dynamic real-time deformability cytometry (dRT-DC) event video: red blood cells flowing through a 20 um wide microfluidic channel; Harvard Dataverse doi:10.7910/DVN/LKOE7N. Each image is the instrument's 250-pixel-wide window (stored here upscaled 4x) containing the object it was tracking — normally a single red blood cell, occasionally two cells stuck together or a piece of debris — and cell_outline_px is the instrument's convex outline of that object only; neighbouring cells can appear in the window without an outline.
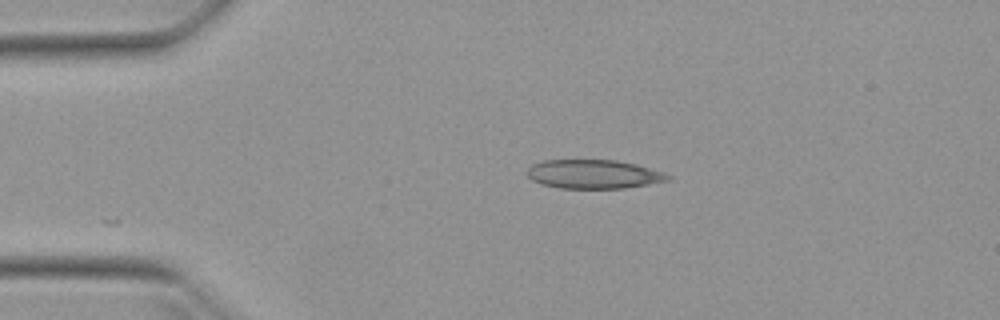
{"species": "Egyptian fruit bat (a non-hibernating species)", "species_latin": "Rousettus aegyptiacus", "temperature_condition": "warm", "stored_images_in_passage": 21, "camera_frame_rate_fps": 3000, "um_per_image_px": 0.085, "animal": {"sex": "female"}, "frame": {"image": 1, "passage_image": 1, "time_ms": 0.0, "image_size_px": [1000, 320], "cell_outline_px": [[672, 180], [624, 188], [560, 188], [544, 184], [532, 180], [524, 172], [532, 164], [544, 160], [616, 160], [636, 164], [664, 172], [672, 176]], "centroid_in_image_um": [50.48, 14.8], "position_along_channel_um": 34.5, "area_um2": 23.76}}
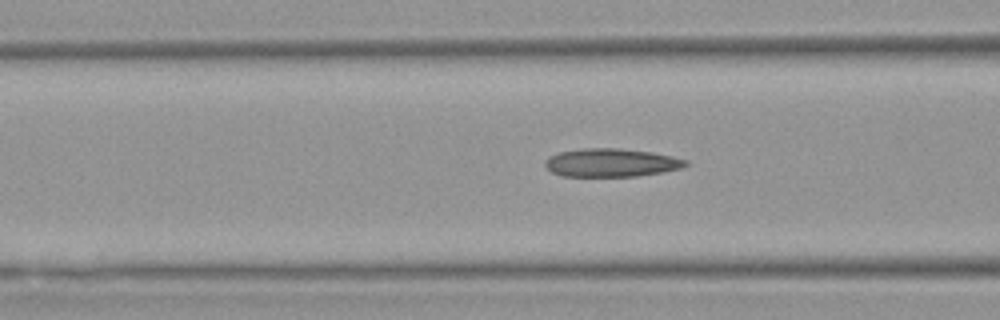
{"frame": {"image": 2, "passage_image": 10, "time_ms": 3.0, "image_size_px": [1000, 320], "cell_outline_px": [[688, 164], [680, 168], [660, 172], [636, 176], [560, 176], [552, 172], [544, 164], [544, 160], [548, 156], [560, 152], [584, 148], [620, 148], [652, 152], [672, 156], [688, 160]], "centroid_in_image_um": [51.92, 13.82], "position_along_channel_um": 114.7, "area_um2": 23.12}}
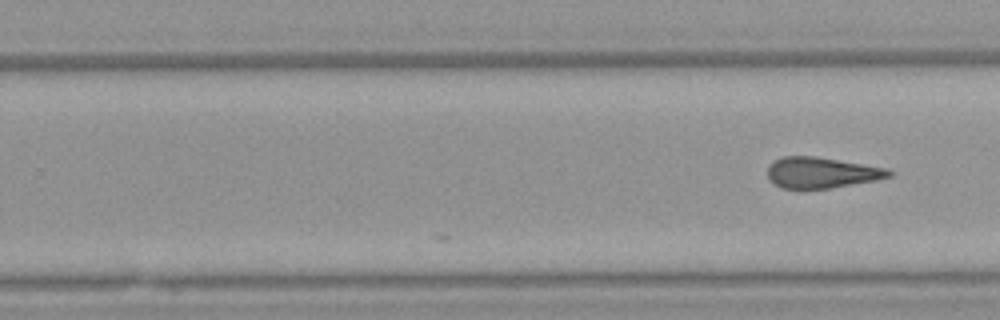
{"frame": {"image": 3, "passage_image": 21, "time_ms": 6.667, "image_size_px": [1000, 320], "cell_outline_px": [[892, 176], [876, 180], [828, 188], [780, 188], [772, 184], [768, 180], [768, 164], [784, 156], [812, 156], [884, 168], [892, 172]], "centroid_in_image_um": [69.75, 14.68], "position_along_channel_um": 260.1, "area_um2": 21.44}}